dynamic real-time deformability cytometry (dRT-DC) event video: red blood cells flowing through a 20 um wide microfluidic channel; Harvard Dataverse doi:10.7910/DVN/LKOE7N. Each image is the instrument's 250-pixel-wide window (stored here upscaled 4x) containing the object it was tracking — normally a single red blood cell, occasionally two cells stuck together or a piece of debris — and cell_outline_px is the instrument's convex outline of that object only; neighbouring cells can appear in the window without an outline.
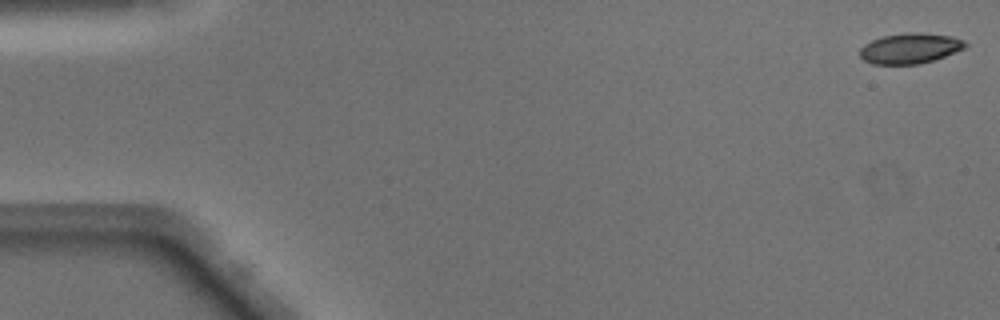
{"species": "Egyptian fruit bat (a non-hibernating species)", "species_latin": "Rousettus aegyptiacus", "temperature_condition": "warm", "stored_images_in_passage": 49, "camera_frame_rate_fps": 3000, "um_per_image_px": 0.085, "animal": {"sex": "male"}, "frame": {"image": 1, "passage_image": 1, "time_ms": 0.0, "image_size_px": [1000, 320], "cell_outline_px": [[968, 44], [964, 48], [956, 52], [920, 64], [872, 64], [864, 60], [860, 56], [860, 48], [864, 44], [880, 36], [908, 32], [916, 32], [952, 36], [964, 40]], "centroid_in_image_um": [77.34, 4.1], "position_along_channel_um": 7.7, "area_um2": 18.73}}
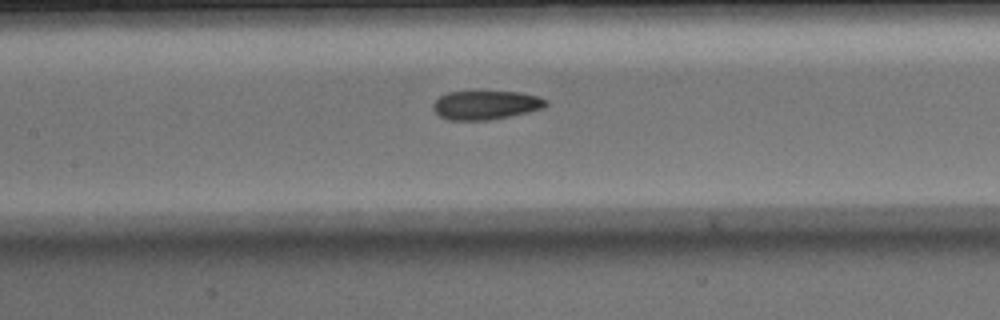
{"frame": {"image": 2, "passage_image": 23, "time_ms": 7.333, "image_size_px": [1000, 320], "cell_outline_px": [[548, 104], [544, 108], [528, 112], [488, 120], [448, 120], [440, 116], [432, 108], [432, 104], [440, 96], [448, 92], [472, 88], [520, 92], [540, 96], [548, 100]], "centroid_in_image_um": [41.29, 8.86], "position_along_channel_um": 166.1, "area_um2": 20.0}}
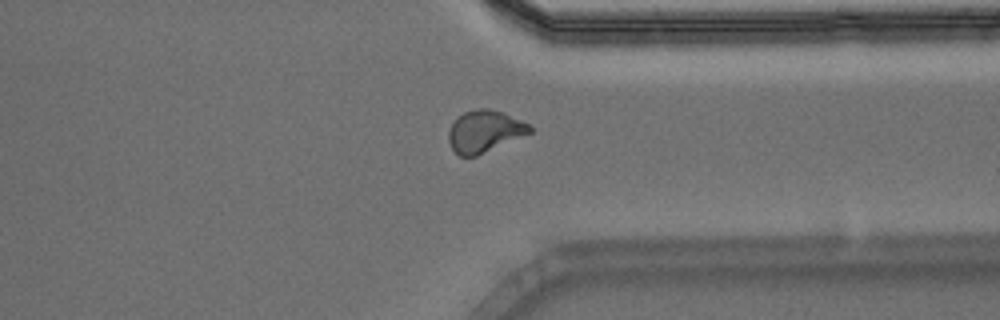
{"frame": {"image": 3, "passage_image": 38, "time_ms": 12.333, "image_size_px": [1000, 320], "cell_outline_px": [[532, 132], [476, 156], [460, 156], [452, 148], [448, 140], [448, 132], [456, 116], [464, 112], [476, 108], [488, 108], [504, 112], [528, 124], [532, 128]], "centroid_in_image_um": [41.16, 11.14], "position_along_channel_um": 370.2, "area_um2": 19.77}, "authors_computed_cell_mechanics": {"area_um2": 19.5364, "velocity_mm_per_s": 4.1086, "shape_relaxation_time_tau1_ms": null, "shape_relaxation_time_tau2_ms": 2.1567, "deformation_change_tau1": null, "deformation_change_tau2": 0.073}}